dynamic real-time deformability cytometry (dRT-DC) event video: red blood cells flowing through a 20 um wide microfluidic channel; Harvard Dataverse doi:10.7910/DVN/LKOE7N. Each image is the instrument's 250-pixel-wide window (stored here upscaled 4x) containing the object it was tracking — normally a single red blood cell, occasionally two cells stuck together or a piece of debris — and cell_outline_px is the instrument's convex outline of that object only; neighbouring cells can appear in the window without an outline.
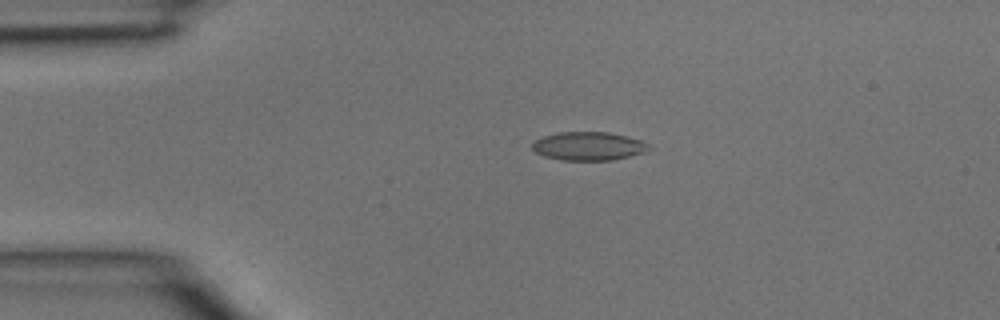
{"species": "common noctule bat (a hibernating species)", "species_latin": "Nyctalus noctula", "temperature_condition": "room temperature", "stored_images_in_passage": 6, "camera_frame_rate_fps": 3000, "um_per_image_px": 0.085, "animal": {"sex": "male", "body_mass_g": 15.6}, "frame": {"image": 1, "passage_image": 3, "time_ms": 0.667, "image_size_px": [1000, 320], "cell_outline_px": [[652, 148], [648, 152], [612, 160], [560, 160], [544, 156], [536, 152], [532, 148], [532, 144], [536, 140], [544, 136], [560, 132], [608, 132], [640, 140], [648, 144]], "centroid_in_image_um": [50.05, 12.43], "position_along_channel_um": 34.9, "area_um2": 19.31}}
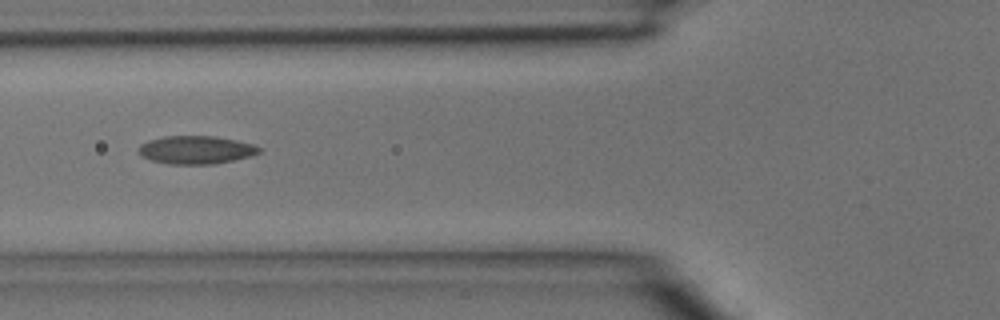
{"frame": {"image": 2, "passage_image": 5, "time_ms": 1.333, "image_size_px": [1000, 320], "cell_outline_px": [[260, 152], [252, 156], [216, 164], [168, 164], [152, 160], [140, 156], [140, 144], [148, 140], [164, 136], [216, 136], [236, 140], [252, 144], [260, 148]], "centroid_in_image_um": [16.67, 12.74], "position_along_channel_um": 109.1, "area_um2": 19.77}}